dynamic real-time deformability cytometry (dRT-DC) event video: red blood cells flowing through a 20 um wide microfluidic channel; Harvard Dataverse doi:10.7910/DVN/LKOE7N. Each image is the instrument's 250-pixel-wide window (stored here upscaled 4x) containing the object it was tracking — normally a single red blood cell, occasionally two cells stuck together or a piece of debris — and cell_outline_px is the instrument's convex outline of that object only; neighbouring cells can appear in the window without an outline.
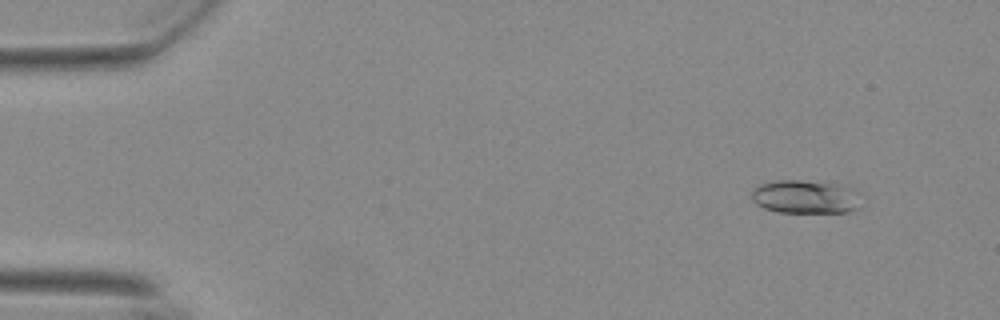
{"species": "Egyptian fruit bat (a non-hibernating species)", "species_latin": "Rousettus aegyptiacus", "temperature_condition": "warm", "stored_images_in_passage": 56, "camera_frame_rate_fps": 3000, "um_per_image_px": 0.085, "animal": {"sex": "female"}, "frame": {"image": 1, "passage_image": 6, "time_ms": 1.667, "image_size_px": [1000, 320], "cell_outline_px": [[856, 208], [848, 212], [780, 212], [764, 208], [756, 204], [752, 200], [752, 192], [756, 188], [764, 184], [776, 180], [800, 180], [844, 184], [852, 188]], "centroid_in_image_um": [68.38, 16.72], "position_along_channel_um": 16.6, "area_um2": 20.75}}
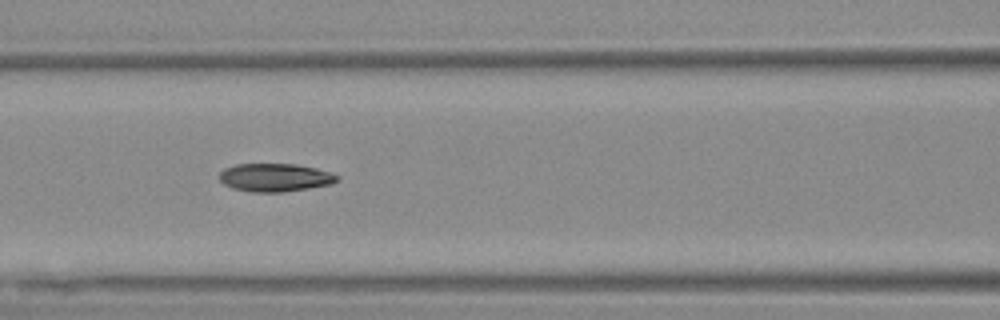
{"frame": {"image": 2, "passage_image": 25, "time_ms": 8.0, "image_size_px": [1000, 320], "cell_outline_px": [[340, 176], [332, 184], [308, 188], [280, 192], [252, 192], [232, 188], [224, 184], [220, 180], [220, 172], [224, 168], [236, 164], [296, 164], [316, 168], [332, 172]], "centroid_in_image_um": [23.38, 15.08], "position_along_channel_um": 143.2, "area_um2": 19.31}}
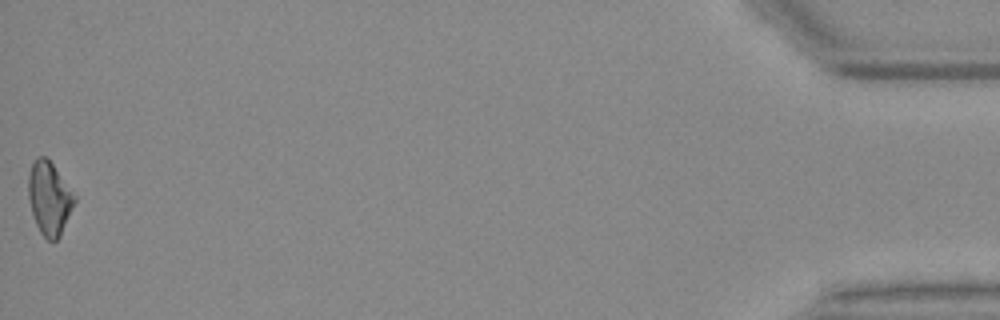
{"frame": {"image": 3, "passage_image": 56, "time_ms": 18.333, "image_size_px": [1000, 320], "cell_outline_px": [[76, 200], [60, 236], [56, 240], [48, 240], [40, 232], [36, 224], [32, 212], [28, 196], [28, 176], [32, 164], [36, 156], [44, 156], [52, 164], [76, 196]], "centroid_in_image_um": [4.18, 16.85], "position_along_channel_um": 431.0, "area_um2": 19.36}, "authors_computed_cell_mechanics": {"area_um2": 19.2185, "velocity_mm_per_s": 3.7222, "shape_relaxation_time_tau1_ms": null, "shape_relaxation_time_tau2_ms": 2.1104, "deformation_change_tau1": null, "deformation_change_tau2": 0.0773}}